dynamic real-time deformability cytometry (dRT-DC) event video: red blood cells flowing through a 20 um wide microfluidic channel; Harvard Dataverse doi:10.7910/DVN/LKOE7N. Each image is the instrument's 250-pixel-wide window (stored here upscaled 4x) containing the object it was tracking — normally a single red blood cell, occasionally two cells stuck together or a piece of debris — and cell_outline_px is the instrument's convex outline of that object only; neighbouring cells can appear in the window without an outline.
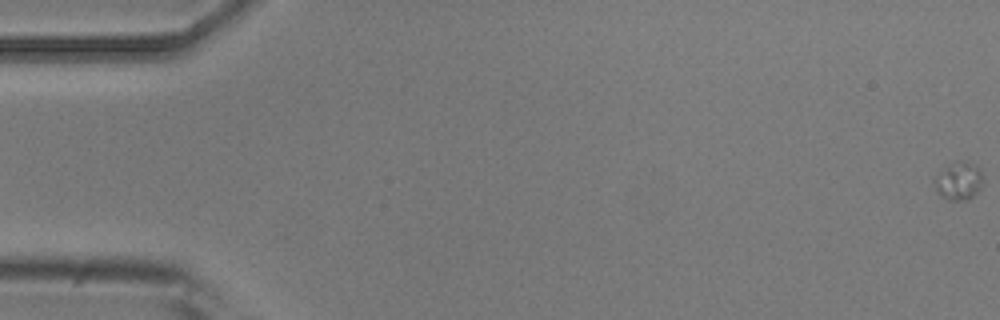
{"species": "common noctule bat (a hibernating species)", "species_latin": "Nyctalus noctula", "temperature_condition": "room temperature", "stored_images_in_passage": 40, "camera_frame_rate_fps": 3000, "um_per_image_px": 0.085, "animal": {"sex": "male", "body_mass_g": 20.5, "forearm_length_mm": 52.5}, "frame": {"image": 1, "passage_image": 1, "time_ms": 0.0, "image_size_px": [1000, 320], "cell_outline_px": [[984, 180], [980, 188], [968, 200], [948, 200], [940, 196], [936, 192], [932, 180], [952, 160], [960, 160], [980, 168]], "centroid_in_image_um": [81.46, 15.38], "position_along_channel_um": 3.5, "area_um2": 10.92}}